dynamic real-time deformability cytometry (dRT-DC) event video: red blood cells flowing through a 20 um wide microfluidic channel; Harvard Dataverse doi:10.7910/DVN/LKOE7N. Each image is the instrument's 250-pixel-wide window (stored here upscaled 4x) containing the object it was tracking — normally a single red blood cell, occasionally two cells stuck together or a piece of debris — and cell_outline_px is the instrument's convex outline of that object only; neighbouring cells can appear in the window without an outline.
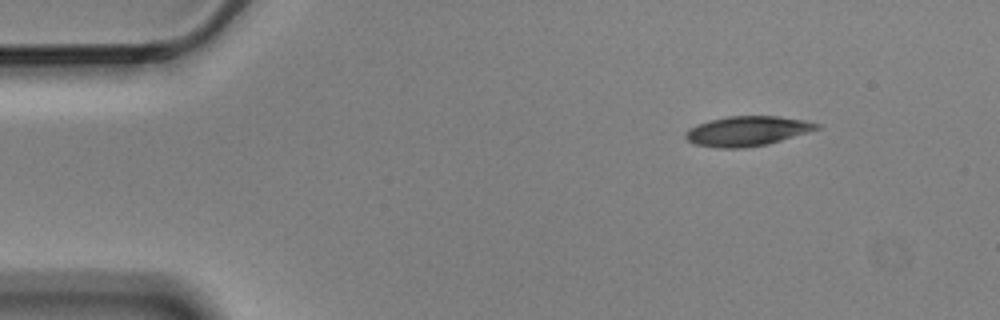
{"species": "Egyptian fruit bat (a non-hibernating species)", "species_latin": "Rousettus aegyptiacus", "temperature_condition": "cold", "stored_images_in_passage": 3, "camera_frame_rate_fps": 3000, "um_per_image_px": 0.085, "animal": {"sex": "male"}, "frame": {"image": 1, "passage_image": 1, "time_ms": 0.0, "image_size_px": [1000, 320], "cell_outline_px": [[820, 128], [768, 144], [744, 148], [716, 148], [692, 144], [684, 136], [684, 132], [696, 124], [708, 120], [728, 116], [776, 116], [804, 120], [820, 124]], "centroid_in_image_um": [63.45, 11.14], "position_along_channel_um": 21.6, "area_um2": 22.83}}